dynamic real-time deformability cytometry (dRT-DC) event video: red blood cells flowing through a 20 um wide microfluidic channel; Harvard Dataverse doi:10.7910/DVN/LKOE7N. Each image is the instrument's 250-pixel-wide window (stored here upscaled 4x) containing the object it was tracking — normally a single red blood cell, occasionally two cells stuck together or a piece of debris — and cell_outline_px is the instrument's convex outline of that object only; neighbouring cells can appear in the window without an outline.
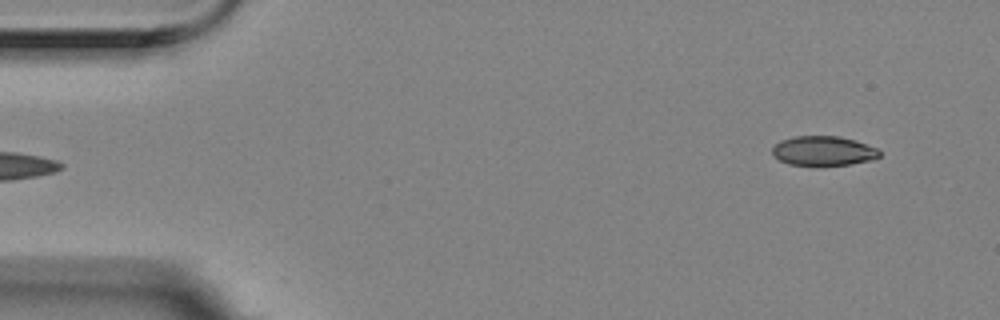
{"species": "Egyptian fruit bat (a non-hibernating species)", "species_latin": "Rousettus aegyptiacus", "temperature_condition": "room temperature", "stored_images_in_passage": 3, "segment_of_instrument_passage": [2, 2], "camera_frame_rate_fps": 3000, "um_per_image_px": 0.085, "animal": {"sex": "female"}, "frame": {"image": 1, "passage_image": 3, "time_ms": 0.667, "image_size_px": [1000, 320], "cell_outline_px": [[880, 156], [876, 160], [848, 164], [788, 164], [772, 156], [772, 148], [780, 140], [796, 136], [840, 136], [856, 140], [876, 148], [880, 152]], "centroid_in_image_um": [70.0, 12.81], "position_along_channel_um": 15.0, "area_um2": 18.32}}